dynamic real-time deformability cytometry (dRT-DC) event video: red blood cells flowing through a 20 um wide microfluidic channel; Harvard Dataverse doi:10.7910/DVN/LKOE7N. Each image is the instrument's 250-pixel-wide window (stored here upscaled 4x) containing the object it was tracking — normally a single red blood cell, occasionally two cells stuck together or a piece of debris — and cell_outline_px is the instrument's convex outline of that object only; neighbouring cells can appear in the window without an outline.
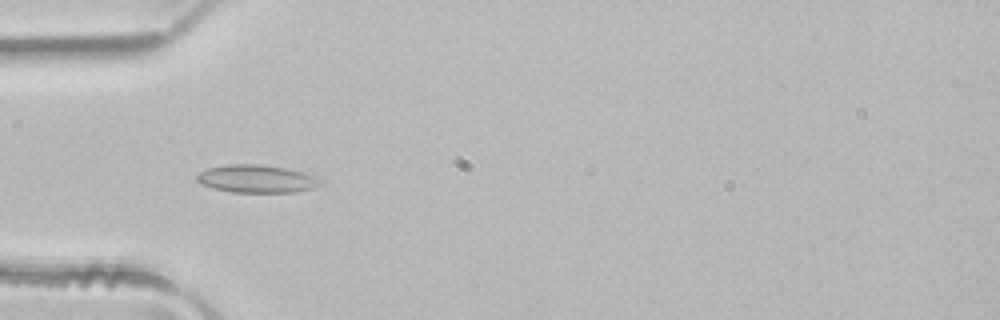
{"species": "common noctule bat (a hibernating species)", "species_latin": "Nyctalus noctula", "temperature_condition": "room temperature", "stored_images_in_passage": 49, "camera_frame_rate_fps": 3000, "um_per_image_px": 0.085, "animal": {"sex": "male", "body_mass_g": 21.5, "forearm_length_mm": 52.0}, "frame": {"image": 1, "passage_image": 15, "time_ms": 4.667, "image_size_px": [1000, 320], "cell_outline_px": [[320, 184], [312, 188], [292, 192], [232, 192], [216, 188], [204, 184], [196, 180], [196, 176], [200, 172], [208, 168], [228, 164], [260, 164], [284, 168], [304, 172], [320, 180]], "centroid_in_image_um": [21.79, 15.19], "position_along_channel_um": 63.2, "area_um2": 19.59}}
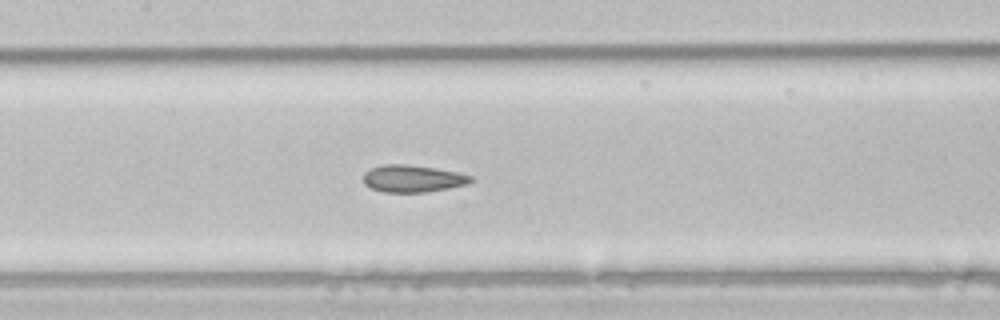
{"frame": {"image": 2, "passage_image": 23, "time_ms": 7.333, "image_size_px": [1000, 320], "cell_outline_px": [[472, 180], [468, 184], [448, 188], [424, 192], [384, 192], [372, 188], [364, 184], [364, 172], [372, 168], [384, 164], [408, 164], [436, 168], [456, 172], [472, 176]], "centroid_in_image_um": [35.07, 15.17], "position_along_channel_um": 172.3, "area_um2": 16.88}}
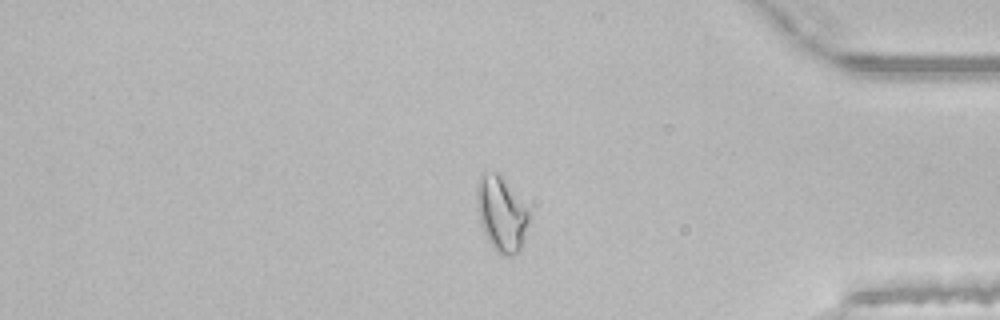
{"frame": {"image": 3, "passage_image": 41, "time_ms": 13.333, "image_size_px": [1000, 320], "cell_outline_px": [[528, 224], [524, 240], [520, 248], [512, 256], [504, 256], [496, 252], [492, 248], [480, 224], [476, 200], [476, 184], [480, 176], [484, 172], [496, 172], [504, 180], [528, 212]], "centroid_in_image_um": [42.57, 18.21], "position_along_channel_um": 392.6, "area_um2": 22.31}, "authors_computed_cell_mechanics": {"area_um2": 19.7676, "velocity_mm_per_s": 4.1199, "shape_relaxation_time_tau1_ms": null, "shape_relaxation_time_tau2_ms": 2.0445, "deformation_change_tau1": null, "deformation_change_tau2": 0.0727}}